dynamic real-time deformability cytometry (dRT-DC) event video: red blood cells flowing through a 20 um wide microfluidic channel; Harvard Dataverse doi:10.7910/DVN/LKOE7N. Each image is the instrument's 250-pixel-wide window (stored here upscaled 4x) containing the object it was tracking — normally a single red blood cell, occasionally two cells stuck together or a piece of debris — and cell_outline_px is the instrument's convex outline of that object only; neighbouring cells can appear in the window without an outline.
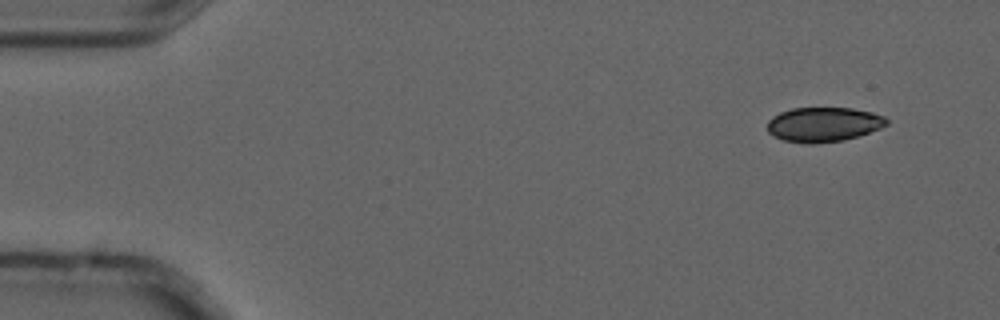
{"species": "common noctule bat (a hibernating species)", "species_latin": "Nyctalus noctula", "temperature_condition": "cold", "stored_images_in_passage": 14, "camera_frame_rate_fps": 3000, "um_per_image_px": 0.085, "animal": {"sex": "male", "forearm_length_mm": 52.5}, "frame": {"image": 1, "passage_image": 1, "time_ms": 0.0, "image_size_px": [1000, 320], "cell_outline_px": [[888, 124], [880, 128], [844, 140], [812, 144], [804, 144], [784, 140], [772, 136], [768, 132], [768, 120], [772, 116], [780, 112], [792, 108], [852, 108], [872, 112], [884, 116], [888, 120]], "centroid_in_image_um": [69.97, 10.58], "position_along_channel_um": 15.0, "area_um2": 24.1}}
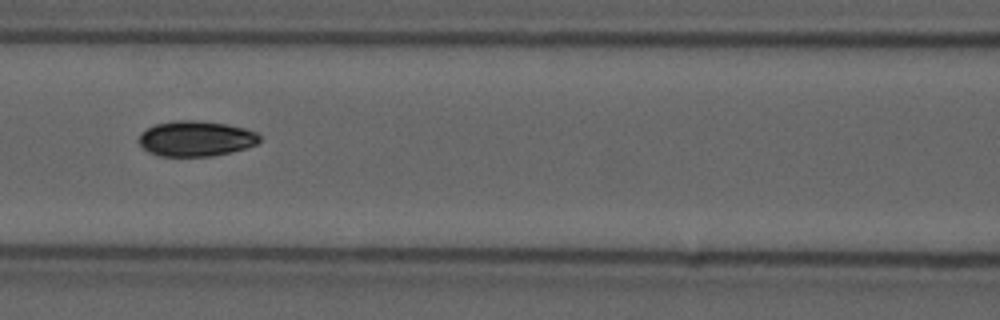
{"frame": {"image": 2, "passage_image": 6, "time_ms": 1.667, "image_size_px": [1000, 320], "cell_outline_px": [[260, 140], [256, 144], [244, 148], [212, 156], [156, 156], [148, 152], [140, 144], [140, 136], [148, 128], [156, 124], [176, 120], [192, 120], [224, 124], [244, 128], [256, 132], [260, 136]], "centroid_in_image_um": [16.64, 11.79], "position_along_channel_um": 150.0, "area_um2": 24.51}}
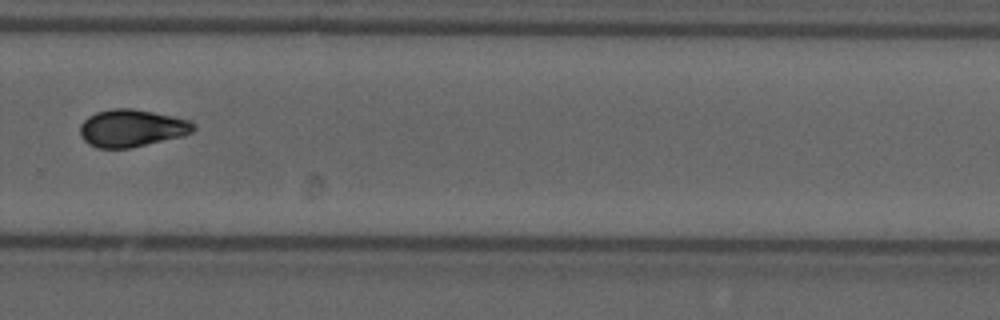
{"frame": {"image": 3, "passage_image": 10, "time_ms": 3.0, "image_size_px": [1000, 320], "cell_outline_px": [[196, 128], [192, 132], [184, 136], [128, 148], [96, 148], [88, 144], [80, 136], [80, 124], [88, 116], [96, 112], [112, 108], [132, 108], [192, 120], [196, 124]], "centroid_in_image_um": [11.2, 10.89], "position_along_channel_um": 318.6, "area_um2": 24.91}}